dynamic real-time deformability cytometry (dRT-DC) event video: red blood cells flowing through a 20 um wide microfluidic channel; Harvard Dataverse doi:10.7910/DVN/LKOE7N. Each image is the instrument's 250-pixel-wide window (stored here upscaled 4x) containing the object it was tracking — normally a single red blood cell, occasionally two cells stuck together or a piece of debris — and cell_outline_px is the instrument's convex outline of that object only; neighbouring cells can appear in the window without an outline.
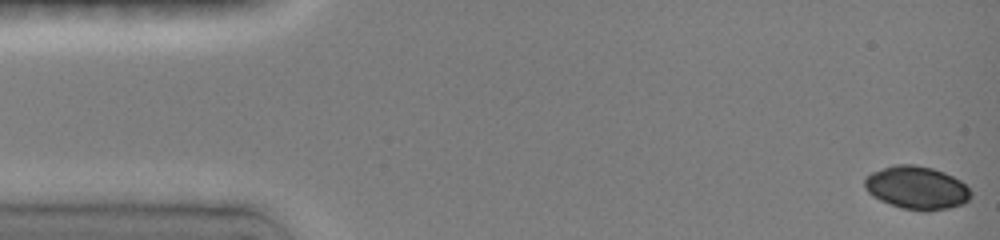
{"species": "common noctule bat (a hibernating species)", "species_latin": "Nyctalus noctula", "temperature_condition": "room temperature", "stored_images_in_passage": 10, "camera_frame_rate_fps": 3000, "um_per_image_px": 0.085, "animal": {"sex": "female", "body_mass_g": 19.0, "forearm_length_mm": 51.5}, "frame": {"image": 1, "passage_image": 1, "time_ms": 0.0, "image_size_px": [1000, 240], "cell_outline_px": [[972, 196], [964, 204], [948, 208], [928, 212], [924, 212], [904, 208], [880, 200], [872, 196], [864, 188], [864, 180], [872, 172], [896, 164], [912, 164], [932, 168], [944, 172], [960, 180], [972, 192]], "centroid_in_image_um": [77.94, 15.97], "position_along_channel_um": 7.1, "area_um2": 26.65}}